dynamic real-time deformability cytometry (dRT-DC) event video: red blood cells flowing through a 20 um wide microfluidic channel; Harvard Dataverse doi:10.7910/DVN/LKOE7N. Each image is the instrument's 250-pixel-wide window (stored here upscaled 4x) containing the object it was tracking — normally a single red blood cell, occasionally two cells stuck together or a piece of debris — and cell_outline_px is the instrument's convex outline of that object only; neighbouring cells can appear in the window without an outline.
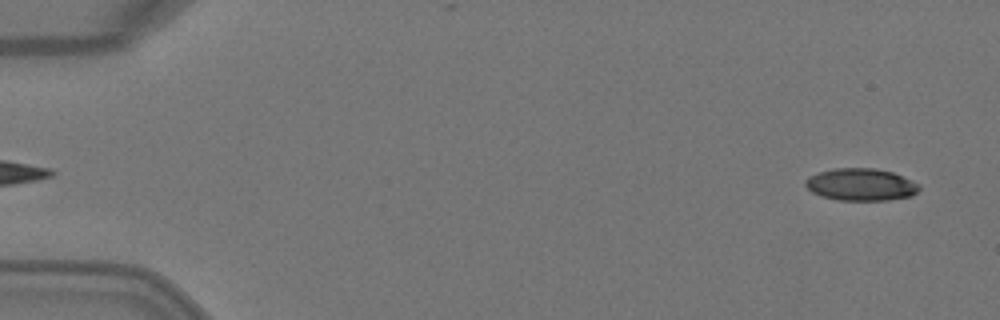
{"species": "Egyptian fruit bat (a non-hibernating species)", "species_latin": "Rousettus aegyptiacus", "temperature_condition": "warm", "stored_images_in_passage": 6, "camera_frame_rate_fps": 3000, "um_per_image_px": 0.085, "animal": {"sex": "female"}, "frame": {"image": 1, "passage_image": 6, "time_ms": 1.667, "image_size_px": [1000, 320], "cell_outline_px": [[920, 188], [912, 196], [888, 200], [836, 200], [820, 196], [812, 192], [804, 184], [804, 180], [808, 176], [820, 172], [836, 168], [876, 168], [892, 172], [912, 180], [920, 184]], "centroid_in_image_um": [73.17, 15.69], "position_along_channel_um": 11.8, "area_um2": 21.5}}